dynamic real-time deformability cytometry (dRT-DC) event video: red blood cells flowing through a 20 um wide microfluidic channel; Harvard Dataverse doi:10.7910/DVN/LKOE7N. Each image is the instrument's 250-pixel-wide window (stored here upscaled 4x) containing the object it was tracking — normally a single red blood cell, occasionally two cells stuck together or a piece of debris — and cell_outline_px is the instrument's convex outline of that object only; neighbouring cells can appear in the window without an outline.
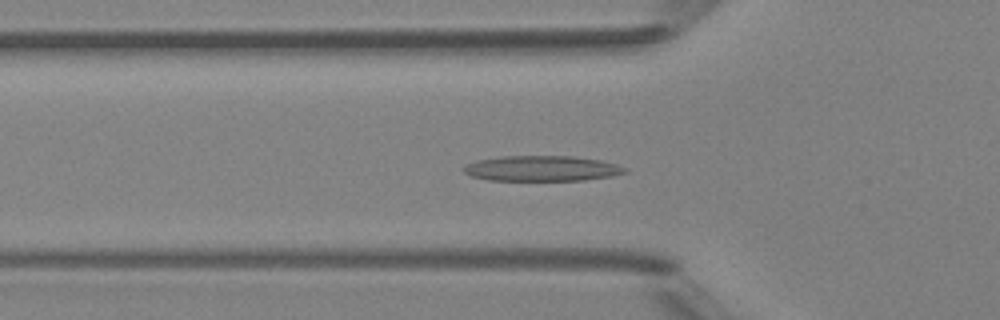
{"species": "Egyptian fruit bat (a non-hibernating species)", "species_latin": "Rousettus aegyptiacus", "temperature_condition": "room temperature", "stored_images_in_passage": 43, "camera_frame_rate_fps": 3000, "um_per_image_px": 0.085, "animal": {"sex": "female"}, "frame": {"image": 1, "passage_image": 10, "time_ms": 3.0, "image_size_px": [1000, 320], "cell_outline_px": [[628, 172], [612, 176], [584, 180], [488, 180], [472, 176], [464, 172], [464, 168], [468, 164], [476, 160], [504, 156], [572, 156], [600, 160], [616, 164], [628, 168]], "centroid_in_image_um": [46.1, 14.32], "position_along_channel_um": 79.7, "area_um2": 23.76}}
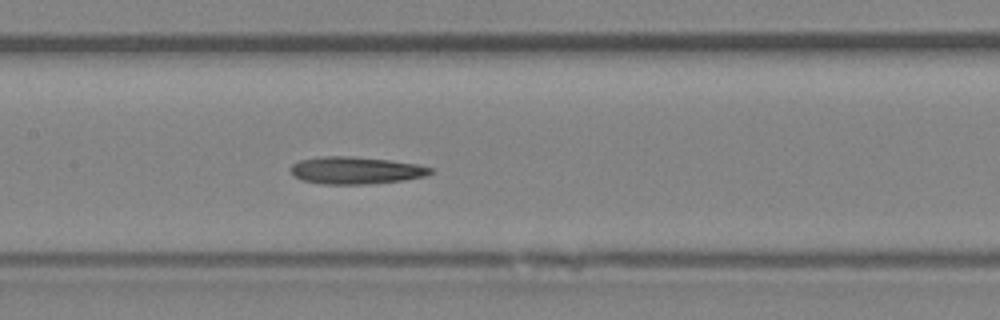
{"frame": {"image": 2, "passage_image": 17, "time_ms": 5.333, "image_size_px": [1000, 320], "cell_outline_px": [[436, 172], [428, 176], [404, 180], [364, 184], [324, 184], [304, 180], [292, 176], [288, 168], [292, 164], [300, 160], [320, 156], [352, 156], [388, 160], [420, 164], [432, 168]], "centroid_in_image_um": [30.26, 14.47], "position_along_channel_um": 177.1, "area_um2": 22.48}}
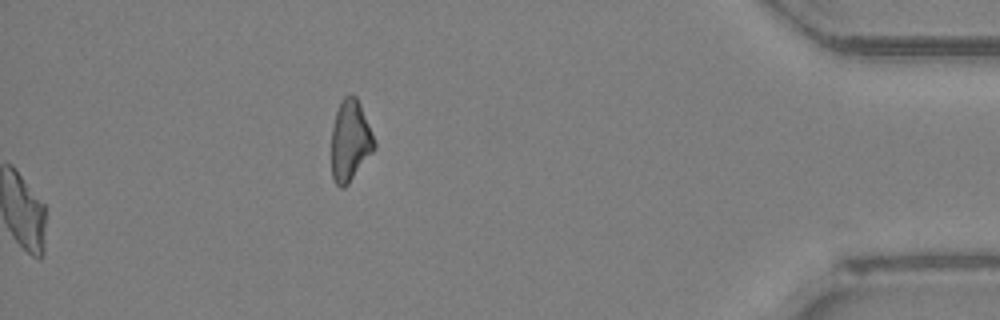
{"frame": {"image": 3, "passage_image": 43, "time_ms": 14.0, "image_size_px": [1000, 320], "cell_outline_px": [[376, 148], [348, 184], [344, 188], [340, 188], [336, 184], [332, 176], [332, 128], [336, 112], [344, 96], [356, 96], [360, 104], [376, 144]], "centroid_in_image_um": [29.76, 12.0], "position_along_channel_um": 405.4, "area_um2": 19.94}, "authors_computed_cell_mechanics": {"area_um2": 21.7906, "velocity_mm_per_s": 4.1827, "shape_relaxation_time_tau1_ms": 8.2936, "shape_relaxation_time_tau2_ms": 5.8275, "deformation_change_tau1": 0.216, "deformation_change_tau2": 0.1862}}